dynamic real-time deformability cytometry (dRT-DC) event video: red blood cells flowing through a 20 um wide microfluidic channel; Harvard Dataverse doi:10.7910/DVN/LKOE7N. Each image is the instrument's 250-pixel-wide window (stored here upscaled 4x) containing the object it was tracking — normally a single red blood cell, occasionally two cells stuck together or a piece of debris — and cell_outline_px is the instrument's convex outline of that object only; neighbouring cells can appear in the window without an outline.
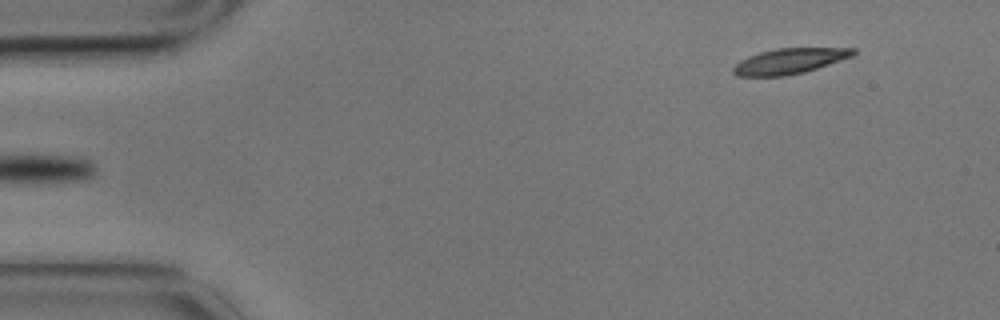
{"species": "common noctule bat (a hibernating species)", "species_latin": "Nyctalus noctula", "temperature_condition": "cold", "stored_images_in_passage": 4, "camera_frame_rate_fps": 3000, "um_per_image_px": 0.085, "animal": {"sex": "male", "body_mass_g": 17.9}, "frame": {"image": 1, "passage_image": 4, "time_ms": 1.0, "image_size_px": [1000, 320], "cell_outline_px": [[856, 52], [852, 56], [804, 72], [784, 76], [736, 76], [732, 72], [732, 68], [740, 60], [748, 56], [760, 52], [776, 48], [856, 48]], "centroid_in_image_um": [67.06, 5.19], "position_along_channel_um": 17.9, "area_um2": 17.69}}